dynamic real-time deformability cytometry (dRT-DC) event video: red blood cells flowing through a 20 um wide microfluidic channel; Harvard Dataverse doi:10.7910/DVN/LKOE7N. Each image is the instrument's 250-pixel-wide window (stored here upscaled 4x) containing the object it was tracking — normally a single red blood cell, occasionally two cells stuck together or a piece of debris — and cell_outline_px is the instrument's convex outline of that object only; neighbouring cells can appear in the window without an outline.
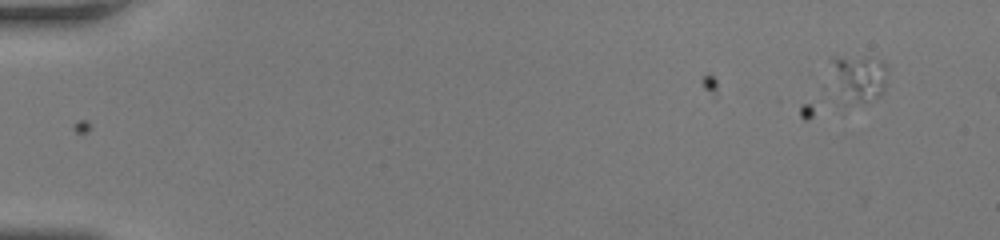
{"species": "human", "species_latin": "Homo sapiens", "temperature_condition": "room temperature", "stored_images_in_passage": 19, "camera_frame_rate_fps": 3000, "um_per_image_px": 0.085, "donor": {"sex": "female"}, "frame": {"image": 1, "passage_image": 6, "time_ms": 1.667, "image_size_px": [1000, 240], "cell_outline_px": [[888, 68], [884, 92], [880, 96], [844, 116], [828, 60], [832, 56], [868, 56], [884, 60], [888, 64]], "centroid_in_image_um": [72.94, 6.8], "position_along_channel_um": 12.1, "area_um2": 18.03}}